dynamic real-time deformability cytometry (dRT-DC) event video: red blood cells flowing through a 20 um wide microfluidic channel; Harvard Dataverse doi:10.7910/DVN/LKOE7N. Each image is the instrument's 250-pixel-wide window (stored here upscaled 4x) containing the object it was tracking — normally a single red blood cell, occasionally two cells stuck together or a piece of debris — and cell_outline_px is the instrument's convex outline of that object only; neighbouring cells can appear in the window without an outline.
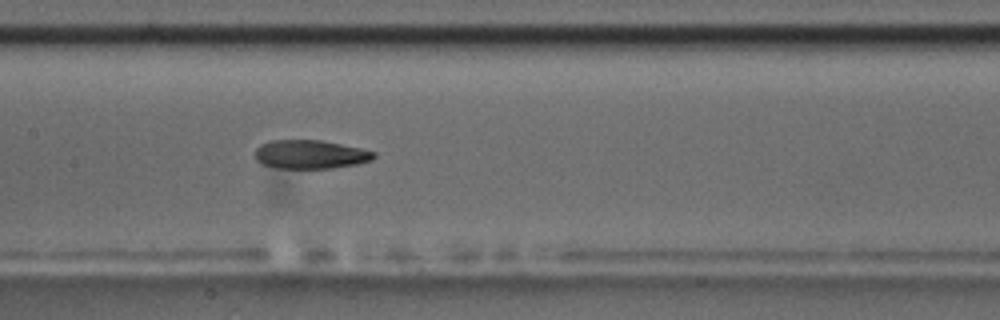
{"species": "common noctule bat (a hibernating species)", "species_latin": "Nyctalus noctula", "temperature_condition": "room temperature", "stored_images_in_passage": 8, "camera_frame_rate_fps": 3000, "um_per_image_px": 0.085, "animal": {"sex": "male", "body_mass_g": 17.5, "forearm_length_mm": 52.3}, "frame": {"image": 1, "passage_image": 8, "time_ms": 8.667, "image_size_px": [1000, 320], "cell_outline_px": [[376, 156], [372, 160], [356, 164], [328, 168], [276, 168], [260, 164], [256, 160], [256, 148], [260, 144], [268, 140], [320, 140], [360, 148], [376, 152]], "centroid_in_image_um": [26.34, 13.12], "position_along_channel_um": 181.1, "area_um2": 19.88}}